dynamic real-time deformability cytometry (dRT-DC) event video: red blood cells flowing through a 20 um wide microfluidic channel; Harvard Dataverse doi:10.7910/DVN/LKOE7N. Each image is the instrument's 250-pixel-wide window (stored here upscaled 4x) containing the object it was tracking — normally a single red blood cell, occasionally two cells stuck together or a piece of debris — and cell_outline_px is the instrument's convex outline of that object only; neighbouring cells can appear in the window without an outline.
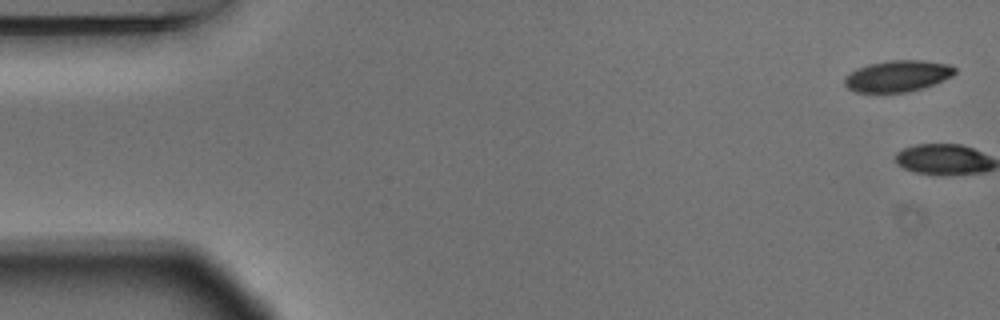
{"species": "Egyptian fruit bat (a non-hibernating species)", "species_latin": "Rousettus aegyptiacus", "temperature_condition": "warm", "stored_images_in_passage": 6, "camera_frame_rate_fps": 3000, "um_per_image_px": 0.085, "animal": {"sex": "male"}, "frame": {"image": 1, "passage_image": 1, "time_ms": 0.0, "image_size_px": [1000, 320], "cell_outline_px": [[956, 72], [952, 76], [944, 80], [924, 88], [908, 92], [856, 92], [848, 88], [844, 84], [844, 76], [856, 68], [868, 64], [888, 60], [924, 60], [952, 64], [956, 68]], "centroid_in_image_um": [76.32, 6.45], "position_along_channel_um": 8.7, "area_um2": 20.46}}
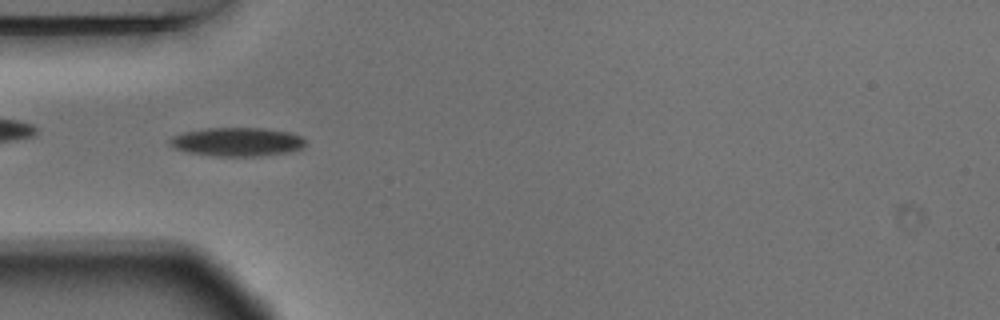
{"frame": {"image": 2, "passage_image": 5, "time_ms": 1.333, "image_size_px": [1000, 320], "cell_outline_px": [[304, 148], [288, 152], [260, 156], [212, 156], [184, 152], [168, 144], [168, 140], [172, 136], [184, 132], [204, 128], [264, 128], [288, 132], [300, 136], [304, 140]], "centroid_in_image_um": [20.11, 12.06], "position_along_channel_um": 64.9, "area_um2": 22.83}}
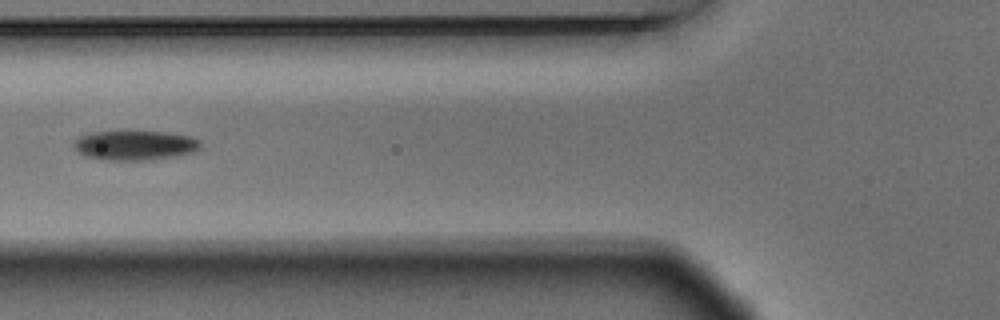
{"frame": {"image": 3, "passage_image": 6, "time_ms": 1.667, "image_size_px": [1000, 320], "cell_outline_px": [[200, 148], [196, 152], [152, 160], [104, 160], [84, 156], [72, 148], [72, 144], [80, 136], [88, 132], [124, 128], [128, 128], [164, 132], [192, 136], [200, 140]], "centroid_in_image_um": [11.42, 12.3], "position_along_channel_um": 114.4, "area_um2": 23.18}}